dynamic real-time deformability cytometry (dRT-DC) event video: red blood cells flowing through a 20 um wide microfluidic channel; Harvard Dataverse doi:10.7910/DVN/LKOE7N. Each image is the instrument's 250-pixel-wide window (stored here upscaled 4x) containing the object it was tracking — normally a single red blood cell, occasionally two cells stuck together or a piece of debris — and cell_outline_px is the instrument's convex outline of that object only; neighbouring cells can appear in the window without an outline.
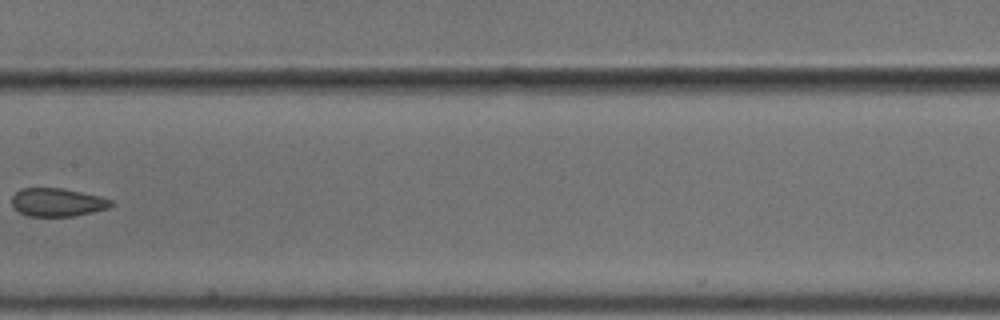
{"species": "common noctule bat (a hibernating species)", "species_latin": "Nyctalus noctula", "temperature_condition": "cold", "stored_images_in_passage": 14, "camera_frame_rate_fps": 3000, "um_per_image_px": 0.085, "animal": {"sex": "male", "body_mass_g": 18.8}, "frame": {"image": 1, "passage_image": 7, "time_ms": 2.0, "image_size_px": [1000, 320], "cell_outline_px": [[112, 204], [108, 208], [92, 212], [72, 216], [28, 216], [20, 212], [12, 204], [12, 196], [20, 188], [60, 188], [100, 196], [112, 200]], "centroid_in_image_um": [4.86, 17.19], "position_along_channel_um": 202.5, "area_um2": 16.13}}
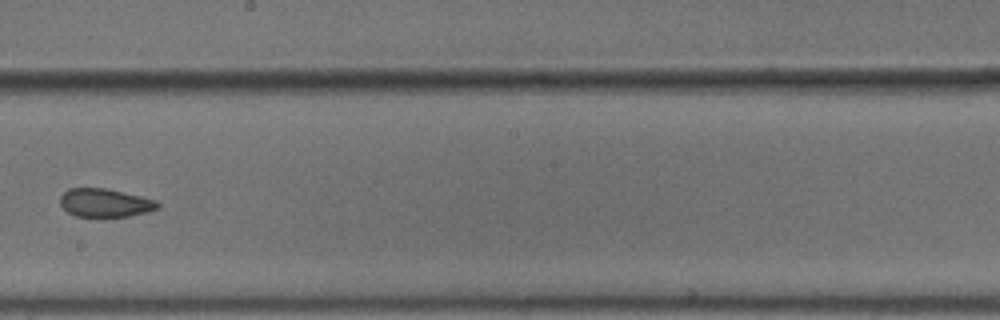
{"frame": {"image": 2, "passage_image": 8, "time_ms": 2.333, "image_size_px": [1000, 320], "cell_outline_px": [[160, 208], [128, 216], [100, 220], [76, 216], [68, 212], [60, 204], [60, 196], [68, 188], [104, 188], [140, 196], [156, 200], [160, 204]], "centroid_in_image_um": [8.9, 17.29], "position_along_channel_um": 239.3, "area_um2": 16.65}}
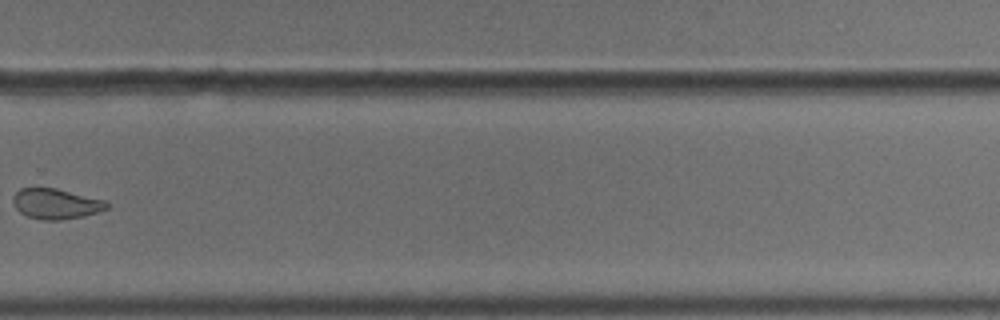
{"frame": {"image": 3, "passage_image": 10, "time_ms": 3.0, "image_size_px": [1000, 320], "cell_outline_px": [[108, 208], [84, 216], [60, 220], [44, 220], [28, 216], [20, 212], [16, 208], [12, 200], [12, 196], [20, 188], [56, 188], [104, 200], [108, 204]], "centroid_in_image_um": [4.73, 17.32], "position_along_channel_um": 325.1, "area_um2": 16.42}}